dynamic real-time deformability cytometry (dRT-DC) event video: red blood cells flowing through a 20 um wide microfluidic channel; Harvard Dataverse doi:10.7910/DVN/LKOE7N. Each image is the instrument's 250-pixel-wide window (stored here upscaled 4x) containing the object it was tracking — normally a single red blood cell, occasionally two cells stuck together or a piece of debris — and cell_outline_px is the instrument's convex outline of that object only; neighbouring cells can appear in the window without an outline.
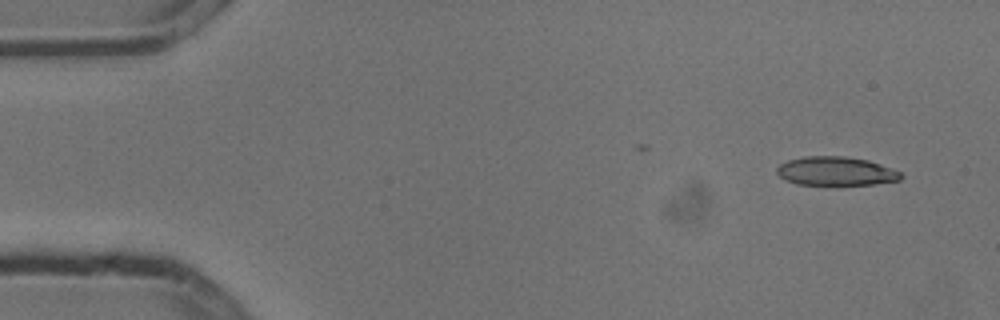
{"species": "common noctule bat (a hibernating species)", "species_latin": "Nyctalus noctula", "temperature_condition": "cold", "stored_images_in_passage": 4, "camera_frame_rate_fps": 3000, "um_per_image_px": 0.085, "animal": {"sex": "male", "body_mass_g": 13.3}, "frame": {"image": 1, "passage_image": 1, "time_ms": 0.0, "image_size_px": [1000, 320], "cell_outline_px": [[904, 176], [900, 180], [872, 184], [796, 184], [780, 176], [776, 172], [776, 168], [780, 164], [788, 160], [804, 156], [844, 156], [868, 160], [900, 172]], "centroid_in_image_um": [71.04, 14.54], "position_along_channel_um": 14.0, "area_um2": 20.52}}
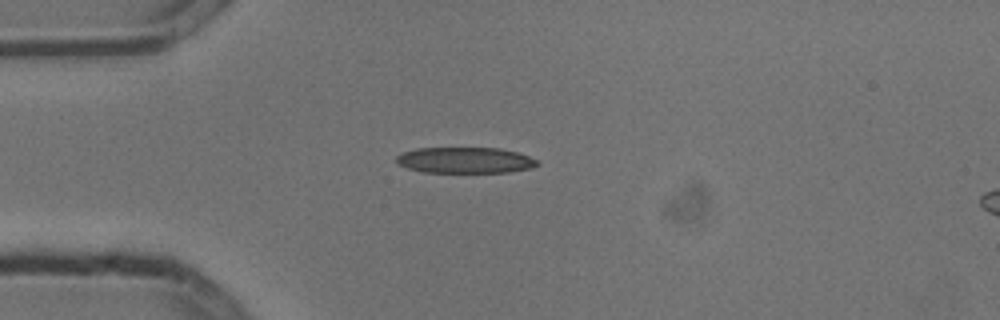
{"frame": {"image": 2, "passage_image": 4, "time_ms": 1.0, "image_size_px": [1000, 320], "cell_outline_px": [[540, 164], [532, 168], [508, 172], [424, 172], [408, 168], [400, 164], [396, 160], [396, 156], [404, 152], [416, 148], [500, 148], [516, 152], [528, 156], [536, 160]], "centroid_in_image_um": [39.55, 13.61], "position_along_channel_um": 45.5, "area_um2": 21.15}}